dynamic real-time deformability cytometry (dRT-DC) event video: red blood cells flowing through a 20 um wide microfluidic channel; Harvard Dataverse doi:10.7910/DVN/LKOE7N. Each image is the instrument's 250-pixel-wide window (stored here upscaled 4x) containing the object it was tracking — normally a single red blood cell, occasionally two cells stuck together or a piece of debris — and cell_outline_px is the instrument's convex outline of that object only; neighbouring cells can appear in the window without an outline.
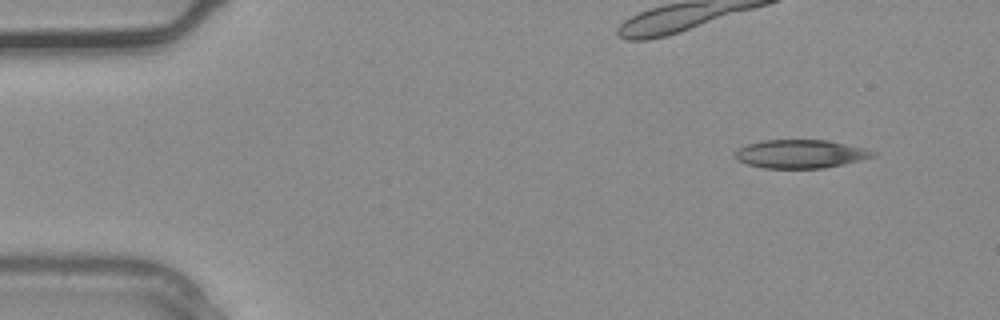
{"species": "common noctule bat (a hibernating species)", "species_latin": "Nyctalus noctula", "temperature_condition": "warm", "stored_images_in_passage": 3, "camera_frame_rate_fps": 3000, "um_per_image_px": 0.085, "animal": {"sex": "male", "body_mass_g": 20.4}, "frame": {"image": 1, "passage_image": 1, "time_ms": 0.0, "image_size_px": [1000, 320], "cell_outline_px": [[876, 156], [844, 164], [824, 168], [764, 168], [748, 164], [736, 160], [736, 152], [740, 148], [748, 144], [764, 140], [828, 140], [864, 148], [876, 152]], "centroid_in_image_um": [68.07, 13.09], "position_along_channel_um": 16.9, "area_um2": 22.66}}